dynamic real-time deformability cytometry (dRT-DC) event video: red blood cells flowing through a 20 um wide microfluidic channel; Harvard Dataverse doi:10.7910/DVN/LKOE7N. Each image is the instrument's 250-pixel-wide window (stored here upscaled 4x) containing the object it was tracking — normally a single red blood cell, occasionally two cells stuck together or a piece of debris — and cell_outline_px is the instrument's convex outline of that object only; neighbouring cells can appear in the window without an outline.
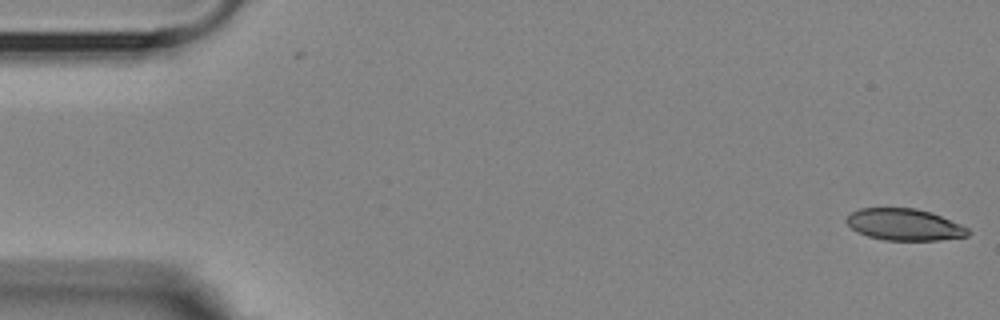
{"species": "Egyptian fruit bat (a non-hibernating species)", "species_latin": "Rousettus aegyptiacus", "temperature_condition": "room temperature", "stored_images_in_passage": 4, "camera_frame_rate_fps": 3000, "um_per_image_px": 0.085, "animal": {"sex": "female"}, "frame": {"image": 1, "passage_image": 1, "time_ms": 0.0, "image_size_px": [1000, 320], "cell_outline_px": [[972, 232], [968, 236], [940, 240], [884, 240], [868, 236], [856, 232], [844, 220], [852, 212], [860, 208], [916, 208], [932, 212], [960, 224], [968, 228]], "centroid_in_image_um": [76.89, 19.09], "position_along_channel_um": 8.1, "area_um2": 22.54}}